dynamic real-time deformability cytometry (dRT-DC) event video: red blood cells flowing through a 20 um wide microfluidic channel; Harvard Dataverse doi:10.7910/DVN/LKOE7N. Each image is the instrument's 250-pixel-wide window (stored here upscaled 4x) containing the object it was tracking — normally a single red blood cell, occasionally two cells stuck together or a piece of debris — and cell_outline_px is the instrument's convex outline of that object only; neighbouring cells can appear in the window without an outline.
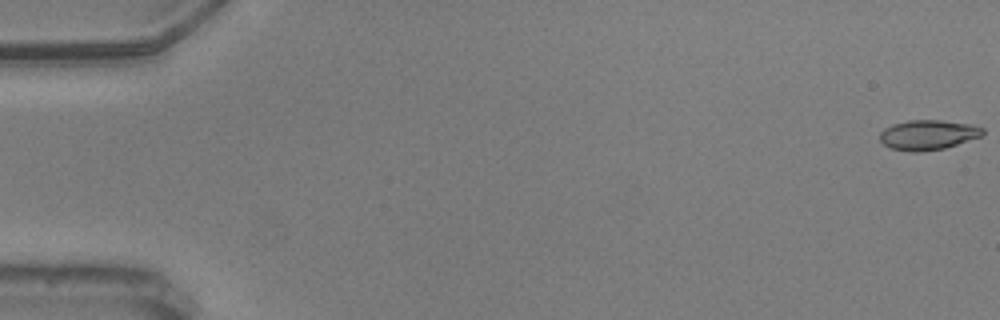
{"species": "common noctule bat (a hibernating species)", "species_latin": "Nyctalus noctula", "temperature_condition": "warm", "stored_images_in_passage": 57, "camera_frame_rate_fps": 3000, "um_per_image_px": 0.085, "animal": {"sex": "male", "body_mass_g": 20.5, "forearm_length_mm": 52.5}, "frame": {"image": 1, "passage_image": 1, "time_ms": 0.0, "image_size_px": [1000, 320], "cell_outline_px": [[984, 132], [980, 136], [944, 148], [916, 152], [912, 152], [892, 148], [884, 144], [880, 140], [880, 132], [884, 128], [892, 124], [908, 120], [940, 120], [972, 124], [984, 128]], "centroid_in_image_um": [78.86, 11.45], "position_along_channel_um": 6.1, "area_um2": 17.74}}
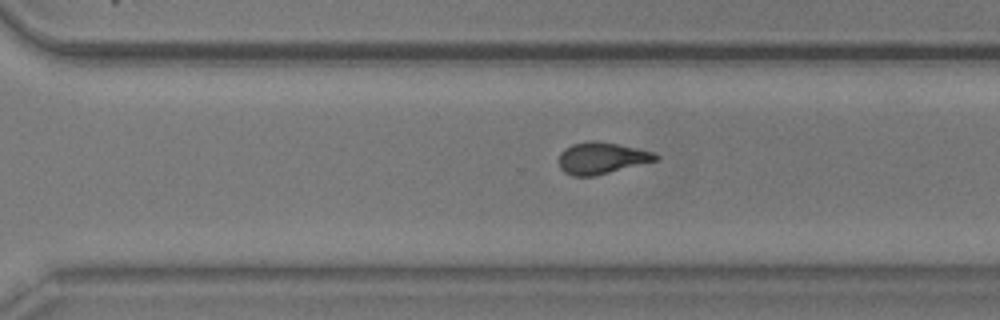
{"frame": {"image": 2, "passage_image": 40, "time_ms": 13.0, "image_size_px": [1000, 320], "cell_outline_px": [[660, 160], [596, 176], [572, 176], [564, 172], [560, 168], [560, 152], [564, 148], [572, 144], [588, 140], [596, 140], [636, 148], [652, 152], [660, 156]], "centroid_in_image_um": [51.15, 13.44], "position_along_channel_um": 319.4, "area_um2": 18.03}}
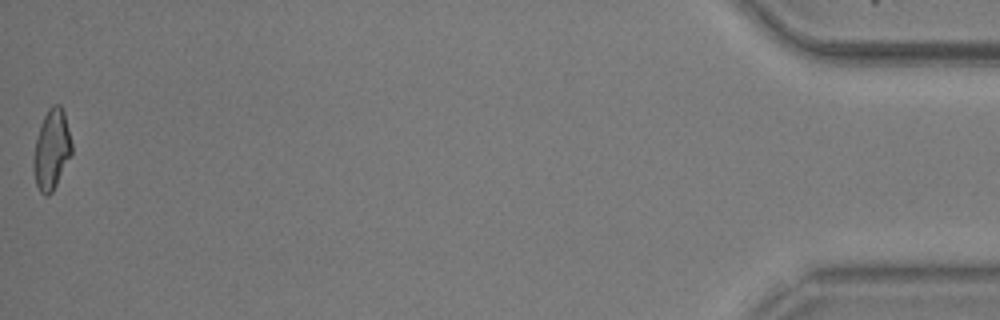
{"frame": {"image": 3, "passage_image": 57, "time_ms": 18.667, "image_size_px": [1000, 320], "cell_outline_px": [[72, 152], [52, 192], [48, 196], [44, 196], [40, 192], [36, 184], [32, 168], [32, 160], [36, 140], [40, 124], [48, 108], [52, 104], [60, 104], [64, 112], [72, 144]], "centroid_in_image_um": [4.36, 12.71], "position_along_channel_um": 430.8, "area_um2": 17.8}, "authors_computed_cell_mechanics": {"area_um2": 18.0336, "velocity_mm_per_s": 3.6264, "shape_relaxation_time_tau1_ms": null, "shape_relaxation_time_tau2_ms": 1.6057, "deformation_change_tau1": null, "deformation_change_tau2": 0.0932}}